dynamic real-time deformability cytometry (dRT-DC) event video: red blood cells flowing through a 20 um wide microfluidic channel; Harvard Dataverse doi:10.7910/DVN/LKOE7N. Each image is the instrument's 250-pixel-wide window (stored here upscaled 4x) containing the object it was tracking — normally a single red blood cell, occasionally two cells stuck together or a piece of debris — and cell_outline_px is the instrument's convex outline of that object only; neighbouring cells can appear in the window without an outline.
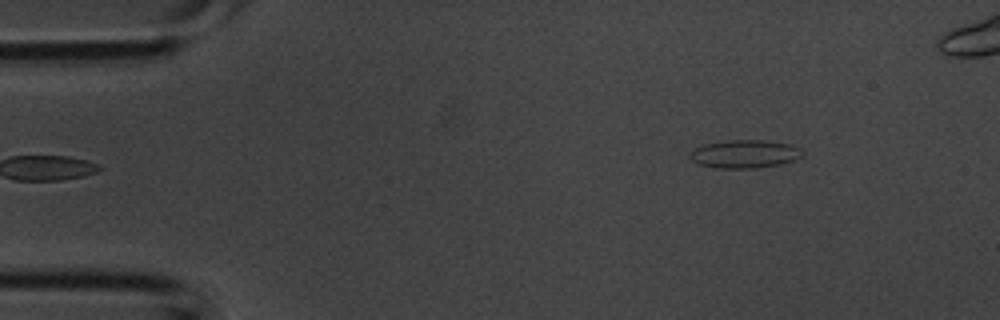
{"species": "common noctule bat (a hibernating species)", "species_latin": "Nyctalus noctula", "temperature_condition": "room temperature", "stored_images_in_passage": 2, "camera_frame_rate_fps": 3000, "um_per_image_px": 0.085, "animal": {"sex": "male", "body_mass_g": 20.1, "forearm_length_mm": 53.5}, "frame": {"image": 1, "passage_image": 2, "time_ms": 0.333, "image_size_px": [1000, 320], "cell_outline_px": [[804, 152], [796, 160], [784, 164], [752, 168], [720, 168], [700, 164], [692, 160], [688, 156], [688, 152], [704, 144], [724, 140], [764, 140], [792, 144], [800, 148]], "centroid_in_image_um": [63.32, 13.08], "position_along_channel_um": 21.7, "area_um2": 18.61}}